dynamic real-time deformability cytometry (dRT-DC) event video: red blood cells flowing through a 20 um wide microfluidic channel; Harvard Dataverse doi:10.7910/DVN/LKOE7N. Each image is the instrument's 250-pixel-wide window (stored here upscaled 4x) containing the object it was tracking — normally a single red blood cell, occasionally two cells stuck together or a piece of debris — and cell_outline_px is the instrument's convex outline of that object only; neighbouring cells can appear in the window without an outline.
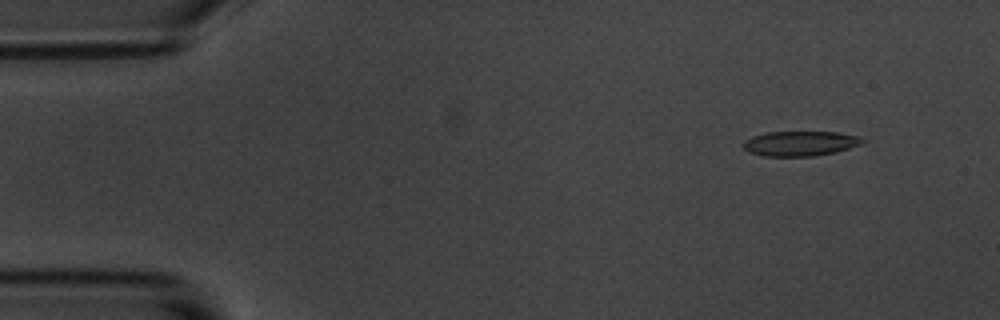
{"species": "common noctule bat (a hibernating species)", "species_latin": "Nyctalus noctula", "temperature_condition": "room temperature", "stored_images_in_passage": 50, "camera_frame_rate_fps": 3000, "um_per_image_px": 0.085, "animal": {"sex": "male", "body_mass_g": 20.1, "forearm_length_mm": 53.5}, "frame": {"image": 1, "passage_image": 1, "time_ms": 0.0, "image_size_px": [1000, 320], "cell_outline_px": [[864, 140], [860, 144], [836, 152], [812, 156], [760, 156], [748, 152], [744, 148], [744, 140], [752, 136], [768, 132], [840, 132], [856, 136]], "centroid_in_image_um": [67.96, 12.2], "position_along_channel_um": 17.0, "area_um2": 17.17}}
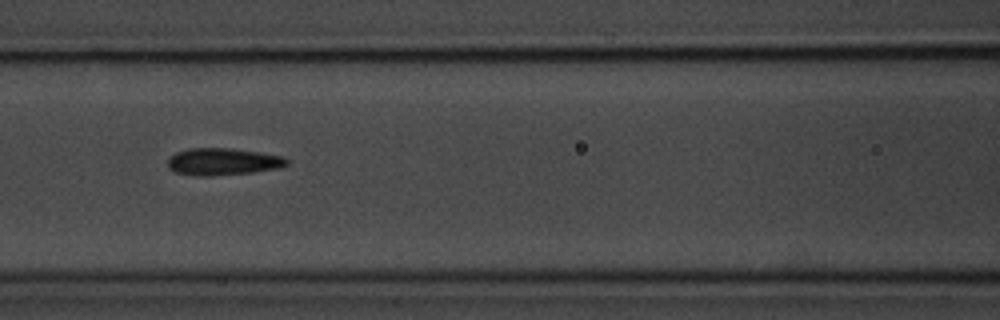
{"frame": {"image": 2, "passage_image": 19, "time_ms": 6.0, "image_size_px": [1000, 320], "cell_outline_px": [[288, 164], [280, 168], [252, 172], [212, 176], [196, 176], [176, 172], [168, 168], [168, 160], [176, 152], [188, 148], [228, 148], [284, 156], [288, 160]], "centroid_in_image_um": [18.94, 13.74], "position_along_channel_um": 147.7, "area_um2": 18.73}}
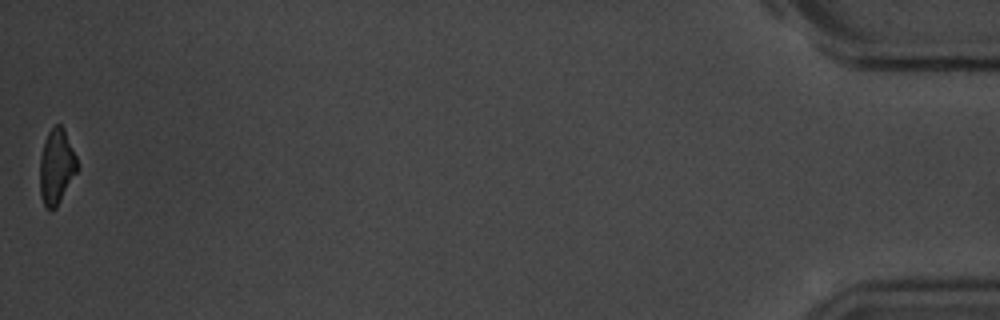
{"frame": {"image": 3, "passage_image": 50, "time_ms": 16.333, "image_size_px": [1000, 320], "cell_outline_px": [[76, 172], [56, 208], [52, 212], [44, 208], [40, 196], [40, 156], [48, 132], [56, 124], [60, 124], [64, 128], [76, 156]], "centroid_in_image_um": [4.77, 14.21], "position_along_channel_um": 430.4, "area_um2": 16.24}, "authors_computed_cell_mechanics": {"area_um2": 18.0914, "velocity_mm_per_s": 3.6818, "shape_relaxation_time_tau1_ms": 3.4883, "shape_relaxation_time_tau2_ms": 2.497, "deformation_change_tau1": 0.0993, "deformation_change_tau2": 0.1087}}